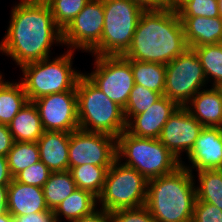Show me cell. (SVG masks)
I'll list each match as a JSON object with an SVG mask.
<instances>
[{
  "mask_svg": "<svg viewBox=\"0 0 222 222\" xmlns=\"http://www.w3.org/2000/svg\"><path fill=\"white\" fill-rule=\"evenodd\" d=\"M104 18L103 0H90L62 32V43L101 56Z\"/></svg>",
  "mask_w": 222,
  "mask_h": 222,
  "instance_id": "11",
  "label": "cell"
},
{
  "mask_svg": "<svg viewBox=\"0 0 222 222\" xmlns=\"http://www.w3.org/2000/svg\"><path fill=\"white\" fill-rule=\"evenodd\" d=\"M103 9L101 56H122L130 47L145 9L133 0H103Z\"/></svg>",
  "mask_w": 222,
  "mask_h": 222,
  "instance_id": "8",
  "label": "cell"
},
{
  "mask_svg": "<svg viewBox=\"0 0 222 222\" xmlns=\"http://www.w3.org/2000/svg\"><path fill=\"white\" fill-rule=\"evenodd\" d=\"M97 197L87 190L77 188L70 196L63 200L53 211L57 222L58 216L64 215L66 220L72 222L83 216L90 215L98 205Z\"/></svg>",
  "mask_w": 222,
  "mask_h": 222,
  "instance_id": "22",
  "label": "cell"
},
{
  "mask_svg": "<svg viewBox=\"0 0 222 222\" xmlns=\"http://www.w3.org/2000/svg\"><path fill=\"white\" fill-rule=\"evenodd\" d=\"M179 17H219L218 0H191L185 3L178 11Z\"/></svg>",
  "mask_w": 222,
  "mask_h": 222,
  "instance_id": "32",
  "label": "cell"
},
{
  "mask_svg": "<svg viewBox=\"0 0 222 222\" xmlns=\"http://www.w3.org/2000/svg\"><path fill=\"white\" fill-rule=\"evenodd\" d=\"M109 168L86 164L72 167L69 171L77 188L87 190L98 197L102 192Z\"/></svg>",
  "mask_w": 222,
  "mask_h": 222,
  "instance_id": "27",
  "label": "cell"
},
{
  "mask_svg": "<svg viewBox=\"0 0 222 222\" xmlns=\"http://www.w3.org/2000/svg\"><path fill=\"white\" fill-rule=\"evenodd\" d=\"M9 23L0 51L20 67L49 58L52 44L62 43V31L45 0H21L12 9Z\"/></svg>",
  "mask_w": 222,
  "mask_h": 222,
  "instance_id": "1",
  "label": "cell"
},
{
  "mask_svg": "<svg viewBox=\"0 0 222 222\" xmlns=\"http://www.w3.org/2000/svg\"><path fill=\"white\" fill-rule=\"evenodd\" d=\"M188 48L178 13L169 8L145 9L123 57L166 65Z\"/></svg>",
  "mask_w": 222,
  "mask_h": 222,
  "instance_id": "2",
  "label": "cell"
},
{
  "mask_svg": "<svg viewBox=\"0 0 222 222\" xmlns=\"http://www.w3.org/2000/svg\"><path fill=\"white\" fill-rule=\"evenodd\" d=\"M54 22L63 32L90 0H45Z\"/></svg>",
  "mask_w": 222,
  "mask_h": 222,
  "instance_id": "30",
  "label": "cell"
},
{
  "mask_svg": "<svg viewBox=\"0 0 222 222\" xmlns=\"http://www.w3.org/2000/svg\"><path fill=\"white\" fill-rule=\"evenodd\" d=\"M204 126L186 109L178 107L164 124L158 140L179 160L182 151L188 153Z\"/></svg>",
  "mask_w": 222,
  "mask_h": 222,
  "instance_id": "14",
  "label": "cell"
},
{
  "mask_svg": "<svg viewBox=\"0 0 222 222\" xmlns=\"http://www.w3.org/2000/svg\"><path fill=\"white\" fill-rule=\"evenodd\" d=\"M192 222H222V210L210 203L196 200Z\"/></svg>",
  "mask_w": 222,
  "mask_h": 222,
  "instance_id": "35",
  "label": "cell"
},
{
  "mask_svg": "<svg viewBox=\"0 0 222 222\" xmlns=\"http://www.w3.org/2000/svg\"><path fill=\"white\" fill-rule=\"evenodd\" d=\"M3 80H2V75H1V73H0V83L2 82Z\"/></svg>",
  "mask_w": 222,
  "mask_h": 222,
  "instance_id": "45",
  "label": "cell"
},
{
  "mask_svg": "<svg viewBox=\"0 0 222 222\" xmlns=\"http://www.w3.org/2000/svg\"><path fill=\"white\" fill-rule=\"evenodd\" d=\"M179 106L162 95L147 111L132 116L126 122V132L145 138L158 139L164 124Z\"/></svg>",
  "mask_w": 222,
  "mask_h": 222,
  "instance_id": "15",
  "label": "cell"
},
{
  "mask_svg": "<svg viewBox=\"0 0 222 222\" xmlns=\"http://www.w3.org/2000/svg\"><path fill=\"white\" fill-rule=\"evenodd\" d=\"M51 173L52 172L42 161H38L32 166L20 171L13 179L23 184L43 188Z\"/></svg>",
  "mask_w": 222,
  "mask_h": 222,
  "instance_id": "33",
  "label": "cell"
},
{
  "mask_svg": "<svg viewBox=\"0 0 222 222\" xmlns=\"http://www.w3.org/2000/svg\"><path fill=\"white\" fill-rule=\"evenodd\" d=\"M0 222H13V216L8 212L0 214Z\"/></svg>",
  "mask_w": 222,
  "mask_h": 222,
  "instance_id": "43",
  "label": "cell"
},
{
  "mask_svg": "<svg viewBox=\"0 0 222 222\" xmlns=\"http://www.w3.org/2000/svg\"><path fill=\"white\" fill-rule=\"evenodd\" d=\"M12 216L13 222H57L54 212L52 210L30 213L28 215Z\"/></svg>",
  "mask_w": 222,
  "mask_h": 222,
  "instance_id": "36",
  "label": "cell"
},
{
  "mask_svg": "<svg viewBox=\"0 0 222 222\" xmlns=\"http://www.w3.org/2000/svg\"><path fill=\"white\" fill-rule=\"evenodd\" d=\"M14 142L8 125L0 124V155L7 156Z\"/></svg>",
  "mask_w": 222,
  "mask_h": 222,
  "instance_id": "37",
  "label": "cell"
},
{
  "mask_svg": "<svg viewBox=\"0 0 222 222\" xmlns=\"http://www.w3.org/2000/svg\"><path fill=\"white\" fill-rule=\"evenodd\" d=\"M76 93L79 129L115 138L126 130L123 108L110 100L85 74L77 81Z\"/></svg>",
  "mask_w": 222,
  "mask_h": 222,
  "instance_id": "4",
  "label": "cell"
},
{
  "mask_svg": "<svg viewBox=\"0 0 222 222\" xmlns=\"http://www.w3.org/2000/svg\"><path fill=\"white\" fill-rule=\"evenodd\" d=\"M8 168L12 177L40 161L37 142L15 141L7 154Z\"/></svg>",
  "mask_w": 222,
  "mask_h": 222,
  "instance_id": "29",
  "label": "cell"
},
{
  "mask_svg": "<svg viewBox=\"0 0 222 222\" xmlns=\"http://www.w3.org/2000/svg\"><path fill=\"white\" fill-rule=\"evenodd\" d=\"M197 200L217 206L222 210V169L199 170Z\"/></svg>",
  "mask_w": 222,
  "mask_h": 222,
  "instance_id": "26",
  "label": "cell"
},
{
  "mask_svg": "<svg viewBox=\"0 0 222 222\" xmlns=\"http://www.w3.org/2000/svg\"><path fill=\"white\" fill-rule=\"evenodd\" d=\"M8 186H0V214L7 210Z\"/></svg>",
  "mask_w": 222,
  "mask_h": 222,
  "instance_id": "41",
  "label": "cell"
},
{
  "mask_svg": "<svg viewBox=\"0 0 222 222\" xmlns=\"http://www.w3.org/2000/svg\"><path fill=\"white\" fill-rule=\"evenodd\" d=\"M13 177L8 168L7 157L0 155V186H9Z\"/></svg>",
  "mask_w": 222,
  "mask_h": 222,
  "instance_id": "40",
  "label": "cell"
},
{
  "mask_svg": "<svg viewBox=\"0 0 222 222\" xmlns=\"http://www.w3.org/2000/svg\"><path fill=\"white\" fill-rule=\"evenodd\" d=\"M69 132L44 131L37 140L42 161L51 172L69 171Z\"/></svg>",
  "mask_w": 222,
  "mask_h": 222,
  "instance_id": "17",
  "label": "cell"
},
{
  "mask_svg": "<svg viewBox=\"0 0 222 222\" xmlns=\"http://www.w3.org/2000/svg\"><path fill=\"white\" fill-rule=\"evenodd\" d=\"M111 222H155L149 210L145 207L119 209L110 212Z\"/></svg>",
  "mask_w": 222,
  "mask_h": 222,
  "instance_id": "34",
  "label": "cell"
},
{
  "mask_svg": "<svg viewBox=\"0 0 222 222\" xmlns=\"http://www.w3.org/2000/svg\"><path fill=\"white\" fill-rule=\"evenodd\" d=\"M135 84L164 94L166 69L164 64L131 60Z\"/></svg>",
  "mask_w": 222,
  "mask_h": 222,
  "instance_id": "25",
  "label": "cell"
},
{
  "mask_svg": "<svg viewBox=\"0 0 222 222\" xmlns=\"http://www.w3.org/2000/svg\"><path fill=\"white\" fill-rule=\"evenodd\" d=\"M7 210L11 215H28L49 210L43 188L12 179L8 186Z\"/></svg>",
  "mask_w": 222,
  "mask_h": 222,
  "instance_id": "18",
  "label": "cell"
},
{
  "mask_svg": "<svg viewBox=\"0 0 222 222\" xmlns=\"http://www.w3.org/2000/svg\"><path fill=\"white\" fill-rule=\"evenodd\" d=\"M189 102L184 107L204 127H222L221 87L203 89Z\"/></svg>",
  "mask_w": 222,
  "mask_h": 222,
  "instance_id": "19",
  "label": "cell"
},
{
  "mask_svg": "<svg viewBox=\"0 0 222 222\" xmlns=\"http://www.w3.org/2000/svg\"><path fill=\"white\" fill-rule=\"evenodd\" d=\"M73 52L68 50L53 61L46 58L20 67L24 75L21 83L30 102L49 94L76 90L83 73L72 69Z\"/></svg>",
  "mask_w": 222,
  "mask_h": 222,
  "instance_id": "6",
  "label": "cell"
},
{
  "mask_svg": "<svg viewBox=\"0 0 222 222\" xmlns=\"http://www.w3.org/2000/svg\"><path fill=\"white\" fill-rule=\"evenodd\" d=\"M76 189L77 186L70 171L52 172L43 186L44 197L49 210L54 211Z\"/></svg>",
  "mask_w": 222,
  "mask_h": 222,
  "instance_id": "24",
  "label": "cell"
},
{
  "mask_svg": "<svg viewBox=\"0 0 222 222\" xmlns=\"http://www.w3.org/2000/svg\"><path fill=\"white\" fill-rule=\"evenodd\" d=\"M144 9L169 8L172 10V0H133Z\"/></svg>",
  "mask_w": 222,
  "mask_h": 222,
  "instance_id": "39",
  "label": "cell"
},
{
  "mask_svg": "<svg viewBox=\"0 0 222 222\" xmlns=\"http://www.w3.org/2000/svg\"><path fill=\"white\" fill-rule=\"evenodd\" d=\"M218 7L220 12V17L222 18V0H218Z\"/></svg>",
  "mask_w": 222,
  "mask_h": 222,
  "instance_id": "44",
  "label": "cell"
},
{
  "mask_svg": "<svg viewBox=\"0 0 222 222\" xmlns=\"http://www.w3.org/2000/svg\"><path fill=\"white\" fill-rule=\"evenodd\" d=\"M44 131L73 132L79 129L76 90L49 94L32 101Z\"/></svg>",
  "mask_w": 222,
  "mask_h": 222,
  "instance_id": "13",
  "label": "cell"
},
{
  "mask_svg": "<svg viewBox=\"0 0 222 222\" xmlns=\"http://www.w3.org/2000/svg\"><path fill=\"white\" fill-rule=\"evenodd\" d=\"M117 159L134 168L147 180L173 172L181 162L155 138L137 137L123 131L116 138Z\"/></svg>",
  "mask_w": 222,
  "mask_h": 222,
  "instance_id": "5",
  "label": "cell"
},
{
  "mask_svg": "<svg viewBox=\"0 0 222 222\" xmlns=\"http://www.w3.org/2000/svg\"><path fill=\"white\" fill-rule=\"evenodd\" d=\"M164 96L179 107L187 103L202 89L206 77L195 50L187 48L181 55L165 65Z\"/></svg>",
  "mask_w": 222,
  "mask_h": 222,
  "instance_id": "9",
  "label": "cell"
},
{
  "mask_svg": "<svg viewBox=\"0 0 222 222\" xmlns=\"http://www.w3.org/2000/svg\"><path fill=\"white\" fill-rule=\"evenodd\" d=\"M187 156L197 171L222 169V127H204Z\"/></svg>",
  "mask_w": 222,
  "mask_h": 222,
  "instance_id": "16",
  "label": "cell"
},
{
  "mask_svg": "<svg viewBox=\"0 0 222 222\" xmlns=\"http://www.w3.org/2000/svg\"><path fill=\"white\" fill-rule=\"evenodd\" d=\"M162 95L146 87L135 84L130 92L128 102L125 106L124 116L126 122L134 115L147 111Z\"/></svg>",
  "mask_w": 222,
  "mask_h": 222,
  "instance_id": "31",
  "label": "cell"
},
{
  "mask_svg": "<svg viewBox=\"0 0 222 222\" xmlns=\"http://www.w3.org/2000/svg\"><path fill=\"white\" fill-rule=\"evenodd\" d=\"M8 127L17 142H37L44 132L37 107L30 101L12 119Z\"/></svg>",
  "mask_w": 222,
  "mask_h": 222,
  "instance_id": "21",
  "label": "cell"
},
{
  "mask_svg": "<svg viewBox=\"0 0 222 222\" xmlns=\"http://www.w3.org/2000/svg\"><path fill=\"white\" fill-rule=\"evenodd\" d=\"M72 222H111V215L106 210L100 209V211H97L96 209L90 215L83 216Z\"/></svg>",
  "mask_w": 222,
  "mask_h": 222,
  "instance_id": "38",
  "label": "cell"
},
{
  "mask_svg": "<svg viewBox=\"0 0 222 222\" xmlns=\"http://www.w3.org/2000/svg\"><path fill=\"white\" fill-rule=\"evenodd\" d=\"M183 24L188 48L222 43V18L179 17Z\"/></svg>",
  "mask_w": 222,
  "mask_h": 222,
  "instance_id": "20",
  "label": "cell"
},
{
  "mask_svg": "<svg viewBox=\"0 0 222 222\" xmlns=\"http://www.w3.org/2000/svg\"><path fill=\"white\" fill-rule=\"evenodd\" d=\"M116 159L115 137L81 129L70 133L69 170L86 164L111 167Z\"/></svg>",
  "mask_w": 222,
  "mask_h": 222,
  "instance_id": "12",
  "label": "cell"
},
{
  "mask_svg": "<svg viewBox=\"0 0 222 222\" xmlns=\"http://www.w3.org/2000/svg\"><path fill=\"white\" fill-rule=\"evenodd\" d=\"M193 49L200 59L207 83L212 76L213 87H222V43L206 44Z\"/></svg>",
  "mask_w": 222,
  "mask_h": 222,
  "instance_id": "28",
  "label": "cell"
},
{
  "mask_svg": "<svg viewBox=\"0 0 222 222\" xmlns=\"http://www.w3.org/2000/svg\"><path fill=\"white\" fill-rule=\"evenodd\" d=\"M183 163L173 172L148 180L145 207L155 222H192L196 186Z\"/></svg>",
  "mask_w": 222,
  "mask_h": 222,
  "instance_id": "3",
  "label": "cell"
},
{
  "mask_svg": "<svg viewBox=\"0 0 222 222\" xmlns=\"http://www.w3.org/2000/svg\"><path fill=\"white\" fill-rule=\"evenodd\" d=\"M94 56L96 69L85 76L124 109L135 85L131 60L123 56Z\"/></svg>",
  "mask_w": 222,
  "mask_h": 222,
  "instance_id": "10",
  "label": "cell"
},
{
  "mask_svg": "<svg viewBox=\"0 0 222 222\" xmlns=\"http://www.w3.org/2000/svg\"><path fill=\"white\" fill-rule=\"evenodd\" d=\"M191 0H172V10L177 12L185 3Z\"/></svg>",
  "mask_w": 222,
  "mask_h": 222,
  "instance_id": "42",
  "label": "cell"
},
{
  "mask_svg": "<svg viewBox=\"0 0 222 222\" xmlns=\"http://www.w3.org/2000/svg\"><path fill=\"white\" fill-rule=\"evenodd\" d=\"M29 102L22 83H0V124L9 125Z\"/></svg>",
  "mask_w": 222,
  "mask_h": 222,
  "instance_id": "23",
  "label": "cell"
},
{
  "mask_svg": "<svg viewBox=\"0 0 222 222\" xmlns=\"http://www.w3.org/2000/svg\"><path fill=\"white\" fill-rule=\"evenodd\" d=\"M120 163L116 159L108 169L102 192L97 197L101 209L107 212L139 208L146 203L148 180L134 168Z\"/></svg>",
  "mask_w": 222,
  "mask_h": 222,
  "instance_id": "7",
  "label": "cell"
}]
</instances>
